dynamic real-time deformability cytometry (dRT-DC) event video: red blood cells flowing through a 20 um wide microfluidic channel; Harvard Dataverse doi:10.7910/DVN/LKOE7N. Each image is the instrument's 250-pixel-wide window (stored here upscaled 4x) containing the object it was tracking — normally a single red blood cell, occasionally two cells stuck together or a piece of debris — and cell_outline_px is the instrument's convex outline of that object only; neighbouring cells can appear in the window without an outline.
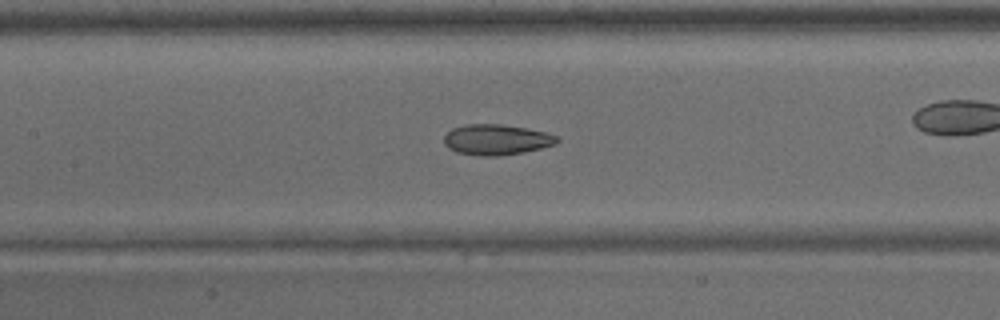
{"species": "common noctule bat (a hibernating species)", "species_latin": "Nyctalus noctula", "temperature_condition": "warm", "stored_images_in_passage": 42, "camera_frame_rate_fps": 3000, "um_per_image_px": 0.085, "animal": {"sex": "male", "body_mass_g": 15.6}, "frame": {"image": 1, "passage_image": 19, "time_ms": 6.0, "image_size_px": [1000, 320], "cell_outline_px": [[560, 140], [556, 144], [524, 152], [500, 156], [480, 156], [456, 152], [448, 148], [444, 144], [444, 136], [452, 128], [464, 124], [500, 124], [528, 128], [544, 132], [556, 136]], "centroid_in_image_um": [42.17, 11.87], "position_along_channel_um": 165.2, "area_um2": 20.23}}
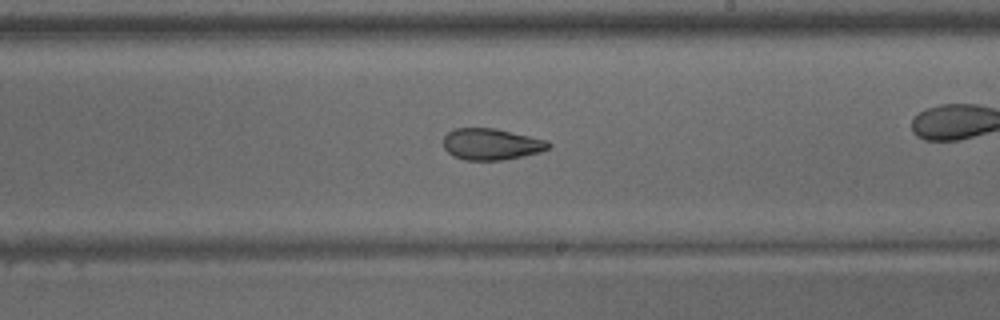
{"frame": {"image": 2, "passage_image": 24, "time_ms": 7.667, "image_size_px": [1000, 320], "cell_outline_px": [[552, 144], [548, 148], [540, 152], [504, 160], [464, 160], [452, 156], [444, 148], [444, 136], [448, 132], [456, 128], [496, 128], [548, 140]], "centroid_in_image_um": [41.77, 12.25], "position_along_channel_um": 247.2, "area_um2": 19.36}}